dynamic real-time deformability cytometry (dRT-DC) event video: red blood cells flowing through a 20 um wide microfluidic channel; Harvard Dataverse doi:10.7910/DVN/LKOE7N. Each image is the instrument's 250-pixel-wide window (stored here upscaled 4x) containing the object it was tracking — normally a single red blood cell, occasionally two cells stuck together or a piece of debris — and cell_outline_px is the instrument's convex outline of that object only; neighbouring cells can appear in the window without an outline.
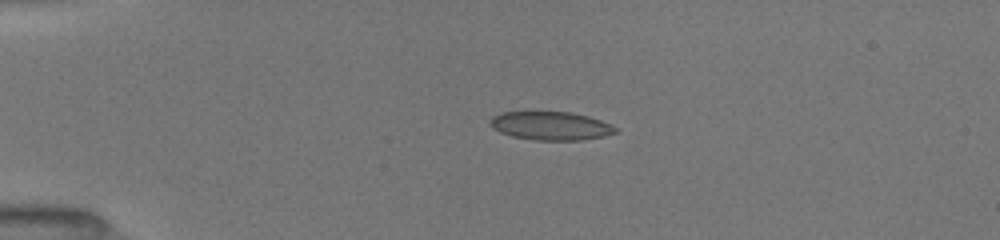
{"species": "common noctule bat (a hibernating species)", "species_latin": "Nyctalus noctula", "temperature_condition": "room temperature", "stored_images_in_passage": 13, "camera_frame_rate_fps": 3000, "um_per_image_px": 0.085, "animal": {"sex": "female", "body_mass_g": 19.5, "forearm_length_mm": 54.1}, "frame": {"image": 1, "passage_image": 8, "time_ms": 4.0, "image_size_px": [1000, 240], "cell_outline_px": [[616, 132], [604, 136], [580, 140], [536, 140], [512, 136], [500, 132], [492, 128], [488, 120], [492, 116], [500, 112], [572, 112], [588, 116], [600, 120], [616, 128]], "centroid_in_image_um": [46.76, 10.69], "position_along_channel_um": 38.2, "area_um2": 20.69}}
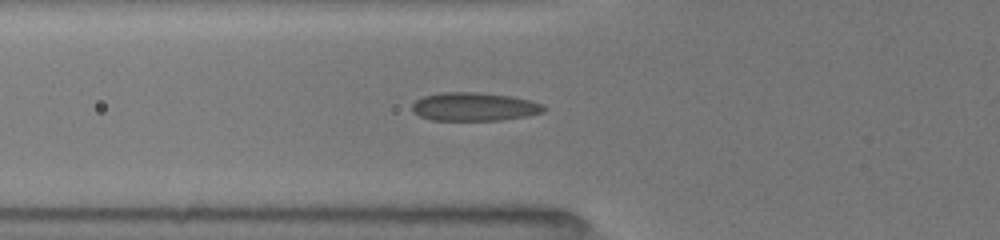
{"frame": {"image": 2, "passage_image": 13, "time_ms": 6.333, "image_size_px": [1000, 240], "cell_outline_px": [[548, 108], [544, 112], [528, 116], [500, 120], [432, 120], [420, 116], [412, 112], [412, 104], [416, 100], [424, 96], [440, 92], [476, 92], [512, 96], [528, 100], [540, 104]], "centroid_in_image_um": [40.3, 9.07], "position_along_channel_um": 85.5, "area_um2": 21.85}}